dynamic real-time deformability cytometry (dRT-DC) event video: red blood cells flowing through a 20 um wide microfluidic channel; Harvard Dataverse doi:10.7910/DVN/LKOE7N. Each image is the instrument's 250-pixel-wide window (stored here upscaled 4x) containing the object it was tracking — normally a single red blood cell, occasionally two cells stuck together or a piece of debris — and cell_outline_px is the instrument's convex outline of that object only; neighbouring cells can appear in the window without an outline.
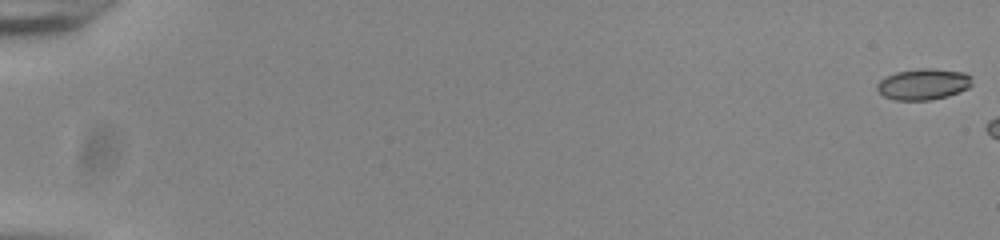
{"species": "common noctule bat (a hibernating species)", "species_latin": "Nyctalus noctula", "temperature_condition": "room temperature", "stored_images_in_passage": 6, "camera_frame_rate_fps": 3000, "um_per_image_px": 0.085, "animal": {"sex": "male", "body_mass_g": 20.0, "forearm_length_mm": 53.3}, "frame": {"image": 1, "passage_image": 1, "time_ms": 0.0, "image_size_px": [1000, 240], "cell_outline_px": [[972, 84], [968, 88], [960, 92], [948, 96], [932, 100], [896, 100], [884, 96], [876, 88], [876, 84], [880, 80], [896, 72], [920, 68], [932, 68], [964, 72], [972, 76]], "centroid_in_image_um": [78.52, 7.15], "position_along_channel_um": 6.5, "area_um2": 17.34}}